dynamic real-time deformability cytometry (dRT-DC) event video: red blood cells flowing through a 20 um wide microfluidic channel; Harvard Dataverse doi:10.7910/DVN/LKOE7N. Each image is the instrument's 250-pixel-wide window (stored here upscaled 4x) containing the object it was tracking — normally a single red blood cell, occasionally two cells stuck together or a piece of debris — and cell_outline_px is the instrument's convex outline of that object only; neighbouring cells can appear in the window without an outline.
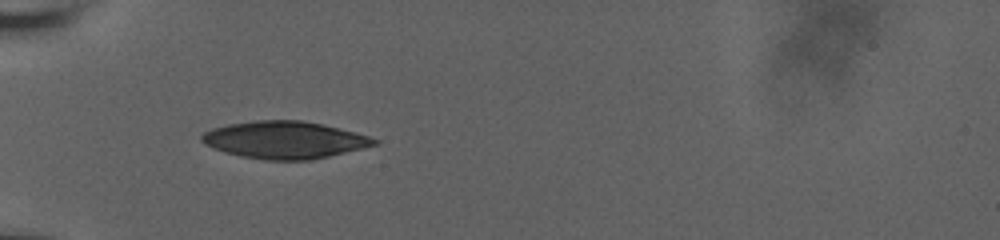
{"species": "human", "species_latin": "Homo sapiens", "temperature_condition": "room temperature", "stored_images_in_passage": 38, "camera_frame_rate_fps": 3000, "um_per_image_px": 0.085, "donor": {"sex": "male"}, "frame": {"image": 1, "passage_image": 1, "time_ms": 0.0, "image_size_px": [1000, 240], "cell_outline_px": [[380, 144], [312, 160], [264, 160], [240, 156], [224, 152], [204, 144], [200, 140], [200, 136], [204, 132], [212, 128], [228, 124], [256, 120], [300, 120], [324, 124], [356, 132], [380, 140]], "centroid_in_image_um": [24.2, 11.89], "position_along_channel_um": 60.8, "area_um2": 37.74}}
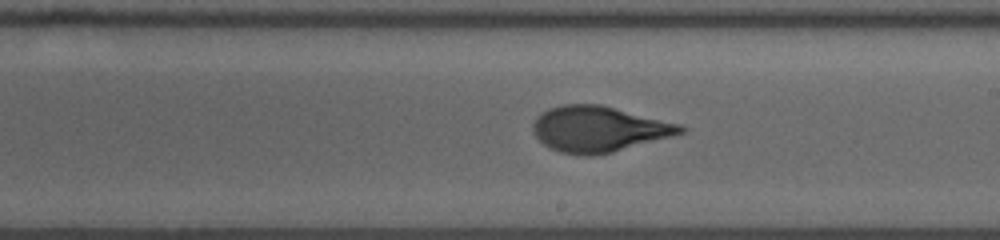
{"frame": {"image": 2, "passage_image": 16, "time_ms": 5.0, "image_size_px": [1000, 240], "cell_outline_px": [[688, 128], [684, 132], [672, 136], [612, 152], [592, 156], [580, 156], [560, 152], [548, 148], [532, 132], [532, 124], [536, 116], [548, 108], [564, 104], [600, 104], [680, 124]], "centroid_in_image_um": [50.85, 10.97], "position_along_channel_um": 238.1, "area_um2": 39.36}}
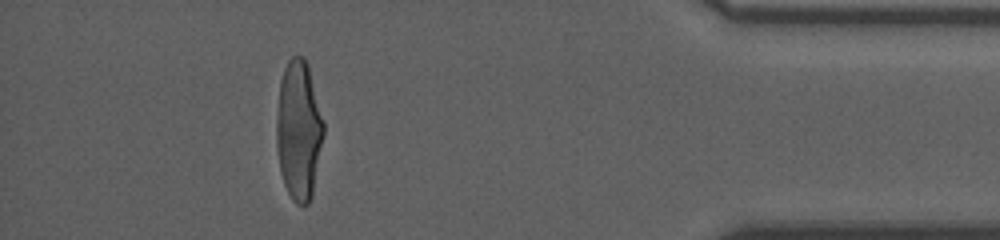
{"frame": {"image": 3, "passage_image": 33, "time_ms": 10.667, "image_size_px": [1000, 240], "cell_outline_px": [[324, 136], [312, 196], [308, 204], [304, 208], [296, 204], [292, 200], [284, 184], [280, 172], [276, 144], [276, 120], [280, 80], [284, 68], [288, 60], [292, 56], [304, 56], [308, 64], [324, 120]], "centroid_in_image_um": [25.4, 11.09], "position_along_channel_um": 409.8, "area_um2": 38.9}, "authors_computed_cell_mechanics": {"area_um2": 38.7838, "velocity_mm_per_s": 3.7611, "shape_relaxation_time_tau1_ms": 5.1927, "shape_relaxation_time_tau2_ms": null, "deformation_change_tau1": 0.2518, "deformation_change_tau2": null}}